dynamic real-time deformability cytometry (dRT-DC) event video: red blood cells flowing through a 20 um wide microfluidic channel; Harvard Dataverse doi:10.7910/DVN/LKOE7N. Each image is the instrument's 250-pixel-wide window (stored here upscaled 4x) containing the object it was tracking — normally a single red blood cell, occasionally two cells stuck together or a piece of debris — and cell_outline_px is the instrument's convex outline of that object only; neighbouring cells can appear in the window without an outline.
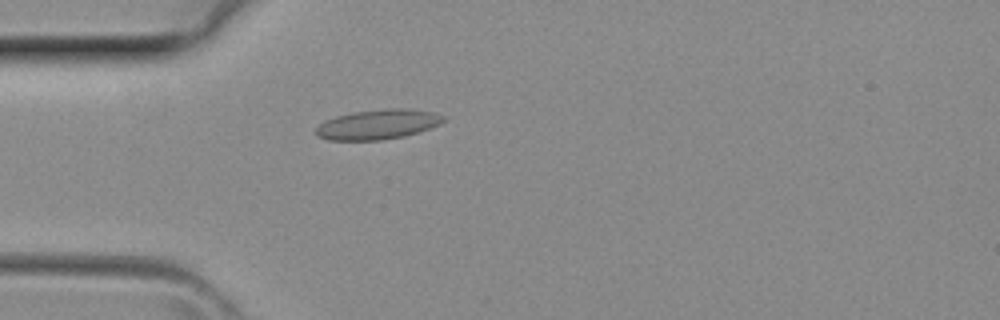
{"species": "common noctule bat (a hibernating species)", "species_latin": "Nyctalus noctula", "temperature_condition": "room temperature", "stored_images_in_passage": 40, "camera_frame_rate_fps": 3000, "um_per_image_px": 0.085, "animal": {"sex": "female", "body_mass_g": 29.2, "forearm_length_mm": 56.3}, "frame": {"image": 1, "passage_image": 11, "time_ms": 3.333, "image_size_px": [1000, 320], "cell_outline_px": [[444, 120], [440, 124], [404, 136], [380, 140], [328, 140], [316, 136], [316, 128], [324, 120], [336, 116], [352, 112], [384, 108], [408, 108], [432, 112], [444, 116]], "centroid_in_image_um": [32.07, 10.56], "position_along_channel_um": 52.9, "area_um2": 22.14}}
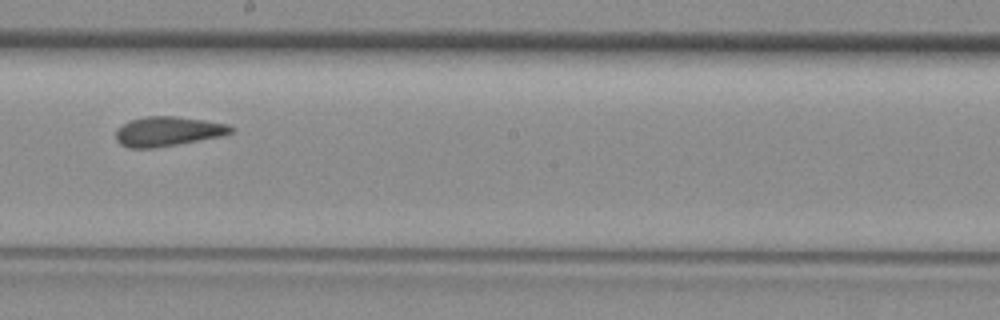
{"frame": {"image": 2, "passage_image": 22, "time_ms": 7.0, "image_size_px": [1000, 320], "cell_outline_px": [[236, 128], [232, 132], [224, 136], [156, 148], [128, 148], [120, 144], [116, 140], [116, 132], [124, 124], [132, 120], [144, 116], [176, 116], [204, 120], [228, 124]], "centroid_in_image_um": [14.32, 11.17], "position_along_channel_um": 233.9, "area_um2": 19.94}}
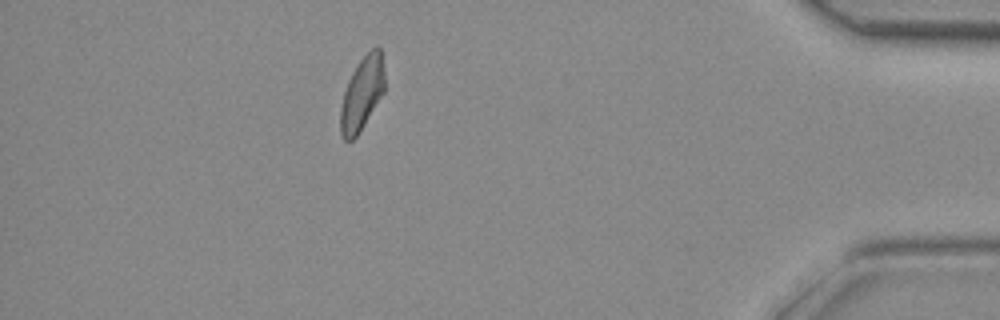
{"frame": {"image": 3, "passage_image": 35, "time_ms": 11.333, "image_size_px": [1000, 320], "cell_outline_px": [[384, 92], [356, 136], [352, 140], [344, 140], [340, 136], [340, 108], [344, 92], [348, 80], [352, 72], [360, 60], [376, 44], [380, 48], [384, 72]], "centroid_in_image_um": [30.75, 7.95], "position_along_channel_um": 404.4, "area_um2": 18.67}}